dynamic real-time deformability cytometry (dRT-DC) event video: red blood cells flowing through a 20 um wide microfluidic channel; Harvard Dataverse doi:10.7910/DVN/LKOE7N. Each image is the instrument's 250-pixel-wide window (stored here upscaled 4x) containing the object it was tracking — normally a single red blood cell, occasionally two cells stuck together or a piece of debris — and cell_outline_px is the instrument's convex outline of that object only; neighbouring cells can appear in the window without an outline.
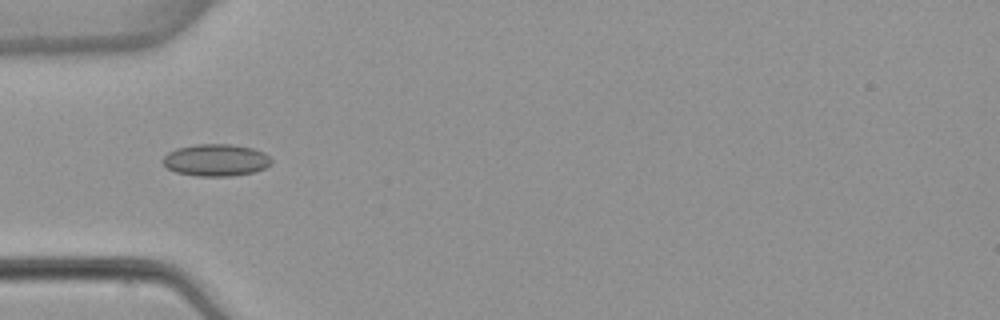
{"species": "common noctule bat (a hibernating species)", "species_latin": "Nyctalus noctula", "temperature_condition": "warm", "stored_images_in_passage": 6, "camera_frame_rate_fps": 3000, "um_per_image_px": 0.085, "animal": {"sex": "female", "body_mass_g": 22.7, "forearm_length_mm": 54.2}, "frame": {"image": 1, "passage_image": 4, "time_ms": 4.667, "image_size_px": [1000, 320], "cell_outline_px": [[272, 164], [264, 168], [252, 172], [232, 176], [196, 176], [176, 172], [168, 168], [164, 164], [164, 156], [168, 152], [176, 148], [196, 144], [232, 144], [252, 148], [264, 152], [272, 160]], "centroid_in_image_um": [18.36, 13.6], "position_along_channel_um": 66.6, "area_um2": 20.23}}
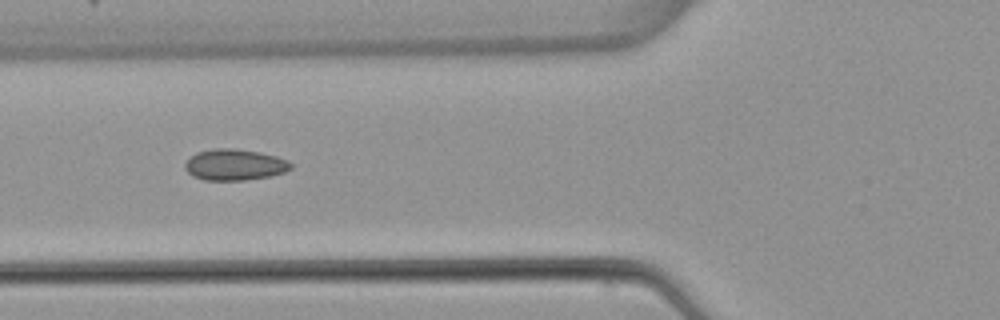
{"frame": {"image": 2, "passage_image": 5, "time_ms": 5.667, "image_size_px": [1000, 320], "cell_outline_px": [[292, 168], [284, 172], [272, 176], [244, 180], [204, 180], [192, 176], [184, 168], [184, 164], [196, 152], [216, 148], [236, 148], [260, 152], [276, 156], [288, 160], [292, 164]], "centroid_in_image_um": [19.96, 14.0], "position_along_channel_um": 105.8, "area_um2": 19.36}}
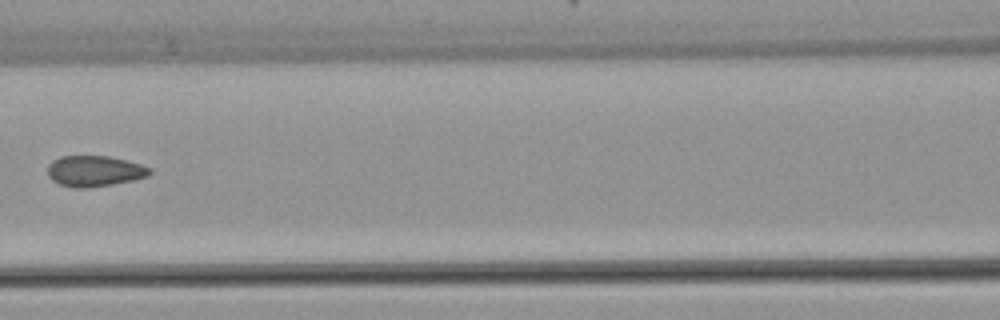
{"frame": {"image": 3, "passage_image": 6, "time_ms": 7.0, "image_size_px": [1000, 320], "cell_outline_px": [[152, 172], [148, 176], [132, 180], [112, 184], [88, 188], [72, 188], [60, 184], [52, 180], [48, 176], [48, 164], [52, 160], [60, 156], [108, 156], [140, 164], [152, 168]], "centroid_in_image_um": [8.01, 14.54], "position_along_channel_um": 158.6, "area_um2": 18.38}}